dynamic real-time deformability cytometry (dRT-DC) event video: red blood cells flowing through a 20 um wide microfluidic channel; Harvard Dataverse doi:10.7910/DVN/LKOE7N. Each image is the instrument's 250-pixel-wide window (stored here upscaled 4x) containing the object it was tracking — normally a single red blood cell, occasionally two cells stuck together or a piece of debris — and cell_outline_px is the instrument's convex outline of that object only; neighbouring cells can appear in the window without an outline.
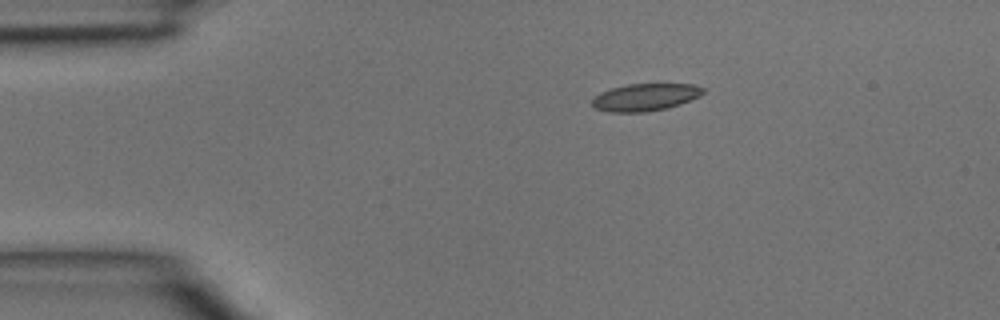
{"species": "common noctule bat (a hibernating species)", "species_latin": "Nyctalus noctula", "temperature_condition": "room temperature", "stored_images_in_passage": 2, "camera_frame_rate_fps": 3000, "um_per_image_px": 0.085, "animal": {"sex": "male", "body_mass_g": 15.6}, "frame": {"image": 1, "passage_image": 1, "time_ms": 0.0, "image_size_px": [1000, 320], "cell_outline_px": [[704, 92], [700, 96], [680, 104], [668, 108], [644, 112], [608, 112], [596, 108], [592, 104], [592, 100], [600, 92], [612, 88], [628, 84], [692, 84], [704, 88]], "centroid_in_image_um": [54.85, 8.26], "position_along_channel_um": 30.1, "area_um2": 17.57}}